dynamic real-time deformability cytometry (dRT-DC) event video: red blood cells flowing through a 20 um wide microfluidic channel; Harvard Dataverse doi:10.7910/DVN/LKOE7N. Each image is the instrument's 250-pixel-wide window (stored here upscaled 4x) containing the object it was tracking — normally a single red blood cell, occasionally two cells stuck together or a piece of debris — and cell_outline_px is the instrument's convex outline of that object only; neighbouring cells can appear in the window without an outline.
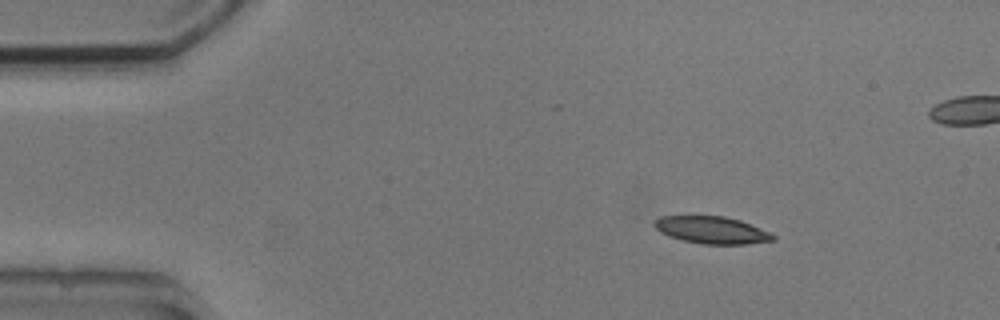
{"species": "common noctule bat (a hibernating species)", "species_latin": "Nyctalus noctula", "temperature_condition": "cold", "stored_images_in_passage": 4, "camera_frame_rate_fps": 3000, "um_per_image_px": 0.085, "animal": {"sex": "male", "body_mass_g": 20.5, "forearm_length_mm": 52.5}, "frame": {"image": 1, "passage_image": 1, "time_ms": 0.0, "image_size_px": [1000, 320], "cell_outline_px": [[776, 240], [744, 244], [700, 244], [680, 240], [668, 236], [660, 232], [652, 224], [660, 216], [724, 216], [740, 220], [772, 232], [776, 236]], "centroid_in_image_um": [60.52, 19.56], "position_along_channel_um": 24.5, "area_um2": 19.02}}